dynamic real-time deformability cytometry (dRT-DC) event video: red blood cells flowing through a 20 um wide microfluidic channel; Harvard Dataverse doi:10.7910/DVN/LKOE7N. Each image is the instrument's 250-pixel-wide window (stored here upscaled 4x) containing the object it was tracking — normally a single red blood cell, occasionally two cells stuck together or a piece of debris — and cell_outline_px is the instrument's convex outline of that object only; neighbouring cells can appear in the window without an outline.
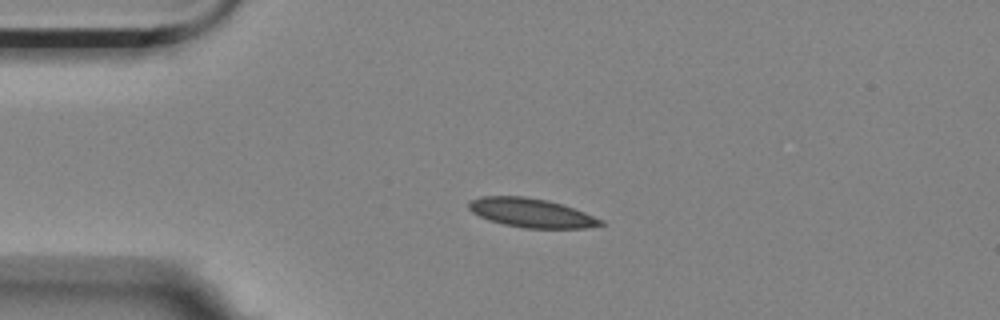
{"species": "Egyptian fruit bat (a non-hibernating species)", "species_latin": "Rousettus aegyptiacus", "temperature_condition": "room temperature", "stored_images_in_passage": 45, "camera_frame_rate_fps": 3000, "um_per_image_px": 0.085, "animal": {"sex": "female"}, "frame": {"image": 1, "passage_image": 1, "time_ms": 0.0, "image_size_px": [1000, 320], "cell_outline_px": [[604, 224], [584, 228], [524, 228], [504, 224], [488, 220], [472, 212], [468, 208], [468, 200], [480, 196], [524, 196], [548, 200], [564, 204], [604, 220]], "centroid_in_image_um": [45.14, 18.08], "position_along_channel_um": 39.9, "area_um2": 22.43}}
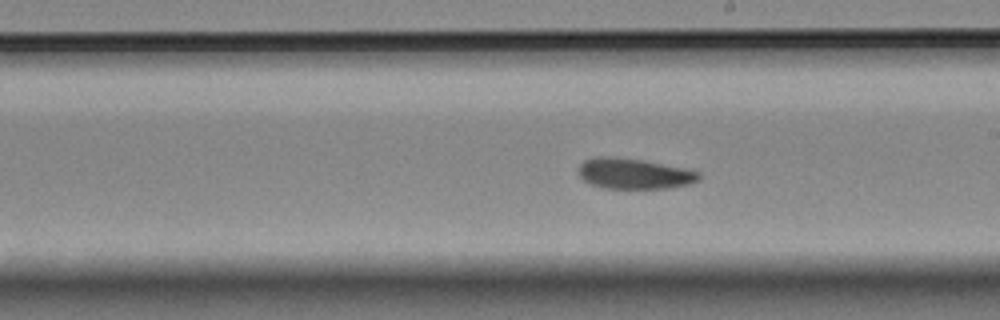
{"frame": {"image": 2, "passage_image": 20, "time_ms": 6.333, "image_size_px": [1000, 320], "cell_outline_px": [[700, 180], [688, 184], [672, 188], [600, 188], [588, 184], [576, 172], [580, 164], [584, 160], [596, 156], [612, 156], [644, 160], [688, 168], [700, 172]], "centroid_in_image_um": [53.88, 14.75], "position_along_channel_um": 235.1, "area_um2": 21.96}}
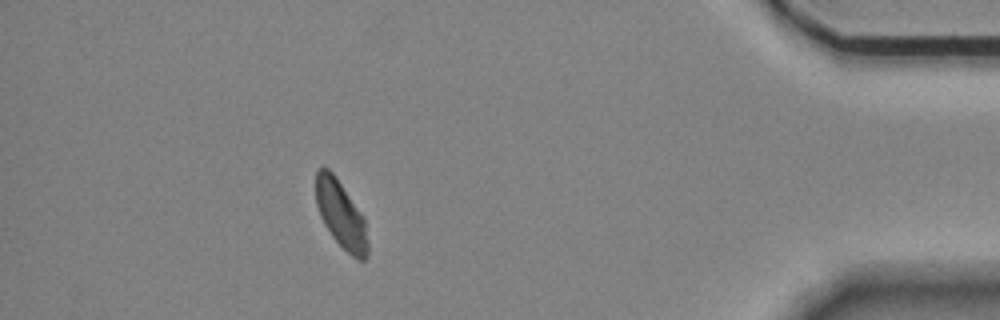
{"frame": {"image": 3, "passage_image": 39, "time_ms": 12.667, "image_size_px": [1000, 320], "cell_outline_px": [[368, 256], [364, 260], [360, 260], [352, 256], [332, 236], [324, 224], [320, 216], [316, 204], [316, 172], [320, 168], [328, 168], [336, 176], [364, 216], [368, 244]], "centroid_in_image_um": [28.99, 18.23], "position_along_channel_um": 406.2, "area_um2": 20.29}, "authors_computed_cell_mechanics": {"area_um2": 21.675, "velocity_mm_per_s": 3.4818, "shape_relaxation_time_tau1_ms": 5.607, "shape_relaxation_time_tau2_ms": 2.9804, "deformation_change_tau1": 0.1069, "deformation_change_tau2": 0.0612}}